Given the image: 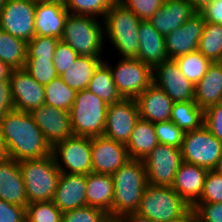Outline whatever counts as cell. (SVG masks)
<instances>
[{
	"instance_id": "obj_23",
	"label": "cell",
	"mask_w": 222,
	"mask_h": 222,
	"mask_svg": "<svg viewBox=\"0 0 222 222\" xmlns=\"http://www.w3.org/2000/svg\"><path fill=\"white\" fill-rule=\"evenodd\" d=\"M207 172V169L183 161L171 187L190 207H193L201 197Z\"/></svg>"
},
{
	"instance_id": "obj_43",
	"label": "cell",
	"mask_w": 222,
	"mask_h": 222,
	"mask_svg": "<svg viewBox=\"0 0 222 222\" xmlns=\"http://www.w3.org/2000/svg\"><path fill=\"white\" fill-rule=\"evenodd\" d=\"M140 20H149L162 7L165 0H118Z\"/></svg>"
},
{
	"instance_id": "obj_35",
	"label": "cell",
	"mask_w": 222,
	"mask_h": 222,
	"mask_svg": "<svg viewBox=\"0 0 222 222\" xmlns=\"http://www.w3.org/2000/svg\"><path fill=\"white\" fill-rule=\"evenodd\" d=\"M175 61L177 62L181 73L194 85L202 79L206 74L207 68L212 63L198 50L177 57Z\"/></svg>"
},
{
	"instance_id": "obj_3",
	"label": "cell",
	"mask_w": 222,
	"mask_h": 222,
	"mask_svg": "<svg viewBox=\"0 0 222 222\" xmlns=\"http://www.w3.org/2000/svg\"><path fill=\"white\" fill-rule=\"evenodd\" d=\"M141 20L118 0L107 11L104 19V36L122 58H137L140 46L138 27Z\"/></svg>"
},
{
	"instance_id": "obj_32",
	"label": "cell",
	"mask_w": 222,
	"mask_h": 222,
	"mask_svg": "<svg viewBox=\"0 0 222 222\" xmlns=\"http://www.w3.org/2000/svg\"><path fill=\"white\" fill-rule=\"evenodd\" d=\"M170 120L184 132H189L203 125L204 111L195 101L174 102Z\"/></svg>"
},
{
	"instance_id": "obj_27",
	"label": "cell",
	"mask_w": 222,
	"mask_h": 222,
	"mask_svg": "<svg viewBox=\"0 0 222 222\" xmlns=\"http://www.w3.org/2000/svg\"><path fill=\"white\" fill-rule=\"evenodd\" d=\"M114 185L112 175L89 173L86 182L87 206L102 209L112 218Z\"/></svg>"
},
{
	"instance_id": "obj_29",
	"label": "cell",
	"mask_w": 222,
	"mask_h": 222,
	"mask_svg": "<svg viewBox=\"0 0 222 222\" xmlns=\"http://www.w3.org/2000/svg\"><path fill=\"white\" fill-rule=\"evenodd\" d=\"M103 61V57L79 56L60 77L76 92L87 89L95 70Z\"/></svg>"
},
{
	"instance_id": "obj_26",
	"label": "cell",
	"mask_w": 222,
	"mask_h": 222,
	"mask_svg": "<svg viewBox=\"0 0 222 222\" xmlns=\"http://www.w3.org/2000/svg\"><path fill=\"white\" fill-rule=\"evenodd\" d=\"M194 101L203 111L222 101L221 62H212L207 68L206 74L195 85Z\"/></svg>"
},
{
	"instance_id": "obj_21",
	"label": "cell",
	"mask_w": 222,
	"mask_h": 222,
	"mask_svg": "<svg viewBox=\"0 0 222 222\" xmlns=\"http://www.w3.org/2000/svg\"><path fill=\"white\" fill-rule=\"evenodd\" d=\"M135 100L140 118L152 123L170 121L174 101L154 83Z\"/></svg>"
},
{
	"instance_id": "obj_54",
	"label": "cell",
	"mask_w": 222,
	"mask_h": 222,
	"mask_svg": "<svg viewBox=\"0 0 222 222\" xmlns=\"http://www.w3.org/2000/svg\"><path fill=\"white\" fill-rule=\"evenodd\" d=\"M197 12H199L206 5L211 4L214 0H189Z\"/></svg>"
},
{
	"instance_id": "obj_44",
	"label": "cell",
	"mask_w": 222,
	"mask_h": 222,
	"mask_svg": "<svg viewBox=\"0 0 222 222\" xmlns=\"http://www.w3.org/2000/svg\"><path fill=\"white\" fill-rule=\"evenodd\" d=\"M78 57L79 55L71 46L60 39L57 43L53 59L57 75H62Z\"/></svg>"
},
{
	"instance_id": "obj_41",
	"label": "cell",
	"mask_w": 222,
	"mask_h": 222,
	"mask_svg": "<svg viewBox=\"0 0 222 222\" xmlns=\"http://www.w3.org/2000/svg\"><path fill=\"white\" fill-rule=\"evenodd\" d=\"M108 218L102 209L85 206L63 212L62 222H105Z\"/></svg>"
},
{
	"instance_id": "obj_6",
	"label": "cell",
	"mask_w": 222,
	"mask_h": 222,
	"mask_svg": "<svg viewBox=\"0 0 222 222\" xmlns=\"http://www.w3.org/2000/svg\"><path fill=\"white\" fill-rule=\"evenodd\" d=\"M108 104L88 89L76 92L70 121L75 136H103Z\"/></svg>"
},
{
	"instance_id": "obj_31",
	"label": "cell",
	"mask_w": 222,
	"mask_h": 222,
	"mask_svg": "<svg viewBox=\"0 0 222 222\" xmlns=\"http://www.w3.org/2000/svg\"><path fill=\"white\" fill-rule=\"evenodd\" d=\"M27 42L0 29V60L11 69L25 68Z\"/></svg>"
},
{
	"instance_id": "obj_5",
	"label": "cell",
	"mask_w": 222,
	"mask_h": 222,
	"mask_svg": "<svg viewBox=\"0 0 222 222\" xmlns=\"http://www.w3.org/2000/svg\"><path fill=\"white\" fill-rule=\"evenodd\" d=\"M28 204L52 201L61 174L51 155L19 162Z\"/></svg>"
},
{
	"instance_id": "obj_37",
	"label": "cell",
	"mask_w": 222,
	"mask_h": 222,
	"mask_svg": "<svg viewBox=\"0 0 222 222\" xmlns=\"http://www.w3.org/2000/svg\"><path fill=\"white\" fill-rule=\"evenodd\" d=\"M62 215L53 201L32 202L26 206V222H62Z\"/></svg>"
},
{
	"instance_id": "obj_7",
	"label": "cell",
	"mask_w": 222,
	"mask_h": 222,
	"mask_svg": "<svg viewBox=\"0 0 222 222\" xmlns=\"http://www.w3.org/2000/svg\"><path fill=\"white\" fill-rule=\"evenodd\" d=\"M189 208L172 187L148 184L136 213L154 222H167L181 217Z\"/></svg>"
},
{
	"instance_id": "obj_53",
	"label": "cell",
	"mask_w": 222,
	"mask_h": 222,
	"mask_svg": "<svg viewBox=\"0 0 222 222\" xmlns=\"http://www.w3.org/2000/svg\"><path fill=\"white\" fill-rule=\"evenodd\" d=\"M8 158H9V154H8L7 146H6L5 139L3 138V135L0 129V161L6 160Z\"/></svg>"
},
{
	"instance_id": "obj_50",
	"label": "cell",
	"mask_w": 222,
	"mask_h": 222,
	"mask_svg": "<svg viewBox=\"0 0 222 222\" xmlns=\"http://www.w3.org/2000/svg\"><path fill=\"white\" fill-rule=\"evenodd\" d=\"M121 222H154L150 218L143 217L138 213H129L119 218Z\"/></svg>"
},
{
	"instance_id": "obj_45",
	"label": "cell",
	"mask_w": 222,
	"mask_h": 222,
	"mask_svg": "<svg viewBox=\"0 0 222 222\" xmlns=\"http://www.w3.org/2000/svg\"><path fill=\"white\" fill-rule=\"evenodd\" d=\"M203 125L222 143V101L204 111Z\"/></svg>"
},
{
	"instance_id": "obj_57",
	"label": "cell",
	"mask_w": 222,
	"mask_h": 222,
	"mask_svg": "<svg viewBox=\"0 0 222 222\" xmlns=\"http://www.w3.org/2000/svg\"><path fill=\"white\" fill-rule=\"evenodd\" d=\"M5 1H6V0H0V12L2 11V8H3L4 5H5Z\"/></svg>"
},
{
	"instance_id": "obj_19",
	"label": "cell",
	"mask_w": 222,
	"mask_h": 222,
	"mask_svg": "<svg viewBox=\"0 0 222 222\" xmlns=\"http://www.w3.org/2000/svg\"><path fill=\"white\" fill-rule=\"evenodd\" d=\"M68 11L64 0H44L36 3L35 36L62 38Z\"/></svg>"
},
{
	"instance_id": "obj_15",
	"label": "cell",
	"mask_w": 222,
	"mask_h": 222,
	"mask_svg": "<svg viewBox=\"0 0 222 222\" xmlns=\"http://www.w3.org/2000/svg\"><path fill=\"white\" fill-rule=\"evenodd\" d=\"M130 157L126 144L105 136L91 137L92 172L113 175Z\"/></svg>"
},
{
	"instance_id": "obj_9",
	"label": "cell",
	"mask_w": 222,
	"mask_h": 222,
	"mask_svg": "<svg viewBox=\"0 0 222 222\" xmlns=\"http://www.w3.org/2000/svg\"><path fill=\"white\" fill-rule=\"evenodd\" d=\"M109 66L118 93L123 99H136L153 83V69L136 58H121L115 68Z\"/></svg>"
},
{
	"instance_id": "obj_40",
	"label": "cell",
	"mask_w": 222,
	"mask_h": 222,
	"mask_svg": "<svg viewBox=\"0 0 222 222\" xmlns=\"http://www.w3.org/2000/svg\"><path fill=\"white\" fill-rule=\"evenodd\" d=\"M197 203H222V174L208 170L201 197Z\"/></svg>"
},
{
	"instance_id": "obj_38",
	"label": "cell",
	"mask_w": 222,
	"mask_h": 222,
	"mask_svg": "<svg viewBox=\"0 0 222 222\" xmlns=\"http://www.w3.org/2000/svg\"><path fill=\"white\" fill-rule=\"evenodd\" d=\"M59 38L52 36H35L27 42V59H54Z\"/></svg>"
},
{
	"instance_id": "obj_49",
	"label": "cell",
	"mask_w": 222,
	"mask_h": 222,
	"mask_svg": "<svg viewBox=\"0 0 222 222\" xmlns=\"http://www.w3.org/2000/svg\"><path fill=\"white\" fill-rule=\"evenodd\" d=\"M199 13L205 22L222 25V0H214L211 4L202 8Z\"/></svg>"
},
{
	"instance_id": "obj_13",
	"label": "cell",
	"mask_w": 222,
	"mask_h": 222,
	"mask_svg": "<svg viewBox=\"0 0 222 222\" xmlns=\"http://www.w3.org/2000/svg\"><path fill=\"white\" fill-rule=\"evenodd\" d=\"M139 118L135 99H122L117 103L108 104L103 136L127 144Z\"/></svg>"
},
{
	"instance_id": "obj_16",
	"label": "cell",
	"mask_w": 222,
	"mask_h": 222,
	"mask_svg": "<svg viewBox=\"0 0 222 222\" xmlns=\"http://www.w3.org/2000/svg\"><path fill=\"white\" fill-rule=\"evenodd\" d=\"M10 83L14 109L31 113L45 104V88L25 68L12 69Z\"/></svg>"
},
{
	"instance_id": "obj_10",
	"label": "cell",
	"mask_w": 222,
	"mask_h": 222,
	"mask_svg": "<svg viewBox=\"0 0 222 222\" xmlns=\"http://www.w3.org/2000/svg\"><path fill=\"white\" fill-rule=\"evenodd\" d=\"M51 154L61 173L92 172L91 137L72 135L52 146Z\"/></svg>"
},
{
	"instance_id": "obj_48",
	"label": "cell",
	"mask_w": 222,
	"mask_h": 222,
	"mask_svg": "<svg viewBox=\"0 0 222 222\" xmlns=\"http://www.w3.org/2000/svg\"><path fill=\"white\" fill-rule=\"evenodd\" d=\"M14 109L10 80L0 81V124L4 116Z\"/></svg>"
},
{
	"instance_id": "obj_42",
	"label": "cell",
	"mask_w": 222,
	"mask_h": 222,
	"mask_svg": "<svg viewBox=\"0 0 222 222\" xmlns=\"http://www.w3.org/2000/svg\"><path fill=\"white\" fill-rule=\"evenodd\" d=\"M154 129L159 144L181 148L185 132L178 128L171 120L154 123Z\"/></svg>"
},
{
	"instance_id": "obj_12",
	"label": "cell",
	"mask_w": 222,
	"mask_h": 222,
	"mask_svg": "<svg viewBox=\"0 0 222 222\" xmlns=\"http://www.w3.org/2000/svg\"><path fill=\"white\" fill-rule=\"evenodd\" d=\"M36 1L6 0L0 12V29L29 42L35 37Z\"/></svg>"
},
{
	"instance_id": "obj_1",
	"label": "cell",
	"mask_w": 222,
	"mask_h": 222,
	"mask_svg": "<svg viewBox=\"0 0 222 222\" xmlns=\"http://www.w3.org/2000/svg\"><path fill=\"white\" fill-rule=\"evenodd\" d=\"M0 129L9 158L20 162L51 155L52 147L45 140L31 113L16 109L9 111L2 119Z\"/></svg>"
},
{
	"instance_id": "obj_34",
	"label": "cell",
	"mask_w": 222,
	"mask_h": 222,
	"mask_svg": "<svg viewBox=\"0 0 222 222\" xmlns=\"http://www.w3.org/2000/svg\"><path fill=\"white\" fill-rule=\"evenodd\" d=\"M45 104L70 111L75 101L76 91L70 88L60 76L44 86Z\"/></svg>"
},
{
	"instance_id": "obj_47",
	"label": "cell",
	"mask_w": 222,
	"mask_h": 222,
	"mask_svg": "<svg viewBox=\"0 0 222 222\" xmlns=\"http://www.w3.org/2000/svg\"><path fill=\"white\" fill-rule=\"evenodd\" d=\"M26 208L0 199V222H26Z\"/></svg>"
},
{
	"instance_id": "obj_55",
	"label": "cell",
	"mask_w": 222,
	"mask_h": 222,
	"mask_svg": "<svg viewBox=\"0 0 222 222\" xmlns=\"http://www.w3.org/2000/svg\"><path fill=\"white\" fill-rule=\"evenodd\" d=\"M215 171H217L218 173L222 174V155L220 156V158L218 159L217 165L214 168Z\"/></svg>"
},
{
	"instance_id": "obj_4",
	"label": "cell",
	"mask_w": 222,
	"mask_h": 222,
	"mask_svg": "<svg viewBox=\"0 0 222 222\" xmlns=\"http://www.w3.org/2000/svg\"><path fill=\"white\" fill-rule=\"evenodd\" d=\"M104 38L103 20L68 13L61 40L69 44L79 56L102 57Z\"/></svg>"
},
{
	"instance_id": "obj_2",
	"label": "cell",
	"mask_w": 222,
	"mask_h": 222,
	"mask_svg": "<svg viewBox=\"0 0 222 222\" xmlns=\"http://www.w3.org/2000/svg\"><path fill=\"white\" fill-rule=\"evenodd\" d=\"M112 178L114 185L112 218L137 212L148 185L143 160H128L112 175Z\"/></svg>"
},
{
	"instance_id": "obj_28",
	"label": "cell",
	"mask_w": 222,
	"mask_h": 222,
	"mask_svg": "<svg viewBox=\"0 0 222 222\" xmlns=\"http://www.w3.org/2000/svg\"><path fill=\"white\" fill-rule=\"evenodd\" d=\"M159 144L154 123L139 118L126 144L130 159L144 160Z\"/></svg>"
},
{
	"instance_id": "obj_46",
	"label": "cell",
	"mask_w": 222,
	"mask_h": 222,
	"mask_svg": "<svg viewBox=\"0 0 222 222\" xmlns=\"http://www.w3.org/2000/svg\"><path fill=\"white\" fill-rule=\"evenodd\" d=\"M192 208L197 222H222V203H196Z\"/></svg>"
},
{
	"instance_id": "obj_39",
	"label": "cell",
	"mask_w": 222,
	"mask_h": 222,
	"mask_svg": "<svg viewBox=\"0 0 222 222\" xmlns=\"http://www.w3.org/2000/svg\"><path fill=\"white\" fill-rule=\"evenodd\" d=\"M25 69L44 86L58 77L53 60L49 59H26Z\"/></svg>"
},
{
	"instance_id": "obj_24",
	"label": "cell",
	"mask_w": 222,
	"mask_h": 222,
	"mask_svg": "<svg viewBox=\"0 0 222 222\" xmlns=\"http://www.w3.org/2000/svg\"><path fill=\"white\" fill-rule=\"evenodd\" d=\"M139 49L136 59L154 69L169 59L165 47V37L147 20H141L138 27Z\"/></svg>"
},
{
	"instance_id": "obj_56",
	"label": "cell",
	"mask_w": 222,
	"mask_h": 222,
	"mask_svg": "<svg viewBox=\"0 0 222 222\" xmlns=\"http://www.w3.org/2000/svg\"><path fill=\"white\" fill-rule=\"evenodd\" d=\"M105 222H121L119 218H111L109 217L108 219H106Z\"/></svg>"
},
{
	"instance_id": "obj_20",
	"label": "cell",
	"mask_w": 222,
	"mask_h": 222,
	"mask_svg": "<svg viewBox=\"0 0 222 222\" xmlns=\"http://www.w3.org/2000/svg\"><path fill=\"white\" fill-rule=\"evenodd\" d=\"M86 182L87 175L61 173L53 203L62 212L87 206Z\"/></svg>"
},
{
	"instance_id": "obj_14",
	"label": "cell",
	"mask_w": 222,
	"mask_h": 222,
	"mask_svg": "<svg viewBox=\"0 0 222 222\" xmlns=\"http://www.w3.org/2000/svg\"><path fill=\"white\" fill-rule=\"evenodd\" d=\"M153 83L174 102L195 99V85L181 73L175 59H167L153 69Z\"/></svg>"
},
{
	"instance_id": "obj_36",
	"label": "cell",
	"mask_w": 222,
	"mask_h": 222,
	"mask_svg": "<svg viewBox=\"0 0 222 222\" xmlns=\"http://www.w3.org/2000/svg\"><path fill=\"white\" fill-rule=\"evenodd\" d=\"M117 0H64L70 14L104 19L107 11Z\"/></svg>"
},
{
	"instance_id": "obj_33",
	"label": "cell",
	"mask_w": 222,
	"mask_h": 222,
	"mask_svg": "<svg viewBox=\"0 0 222 222\" xmlns=\"http://www.w3.org/2000/svg\"><path fill=\"white\" fill-rule=\"evenodd\" d=\"M197 50L211 62H221L222 25L205 22Z\"/></svg>"
},
{
	"instance_id": "obj_8",
	"label": "cell",
	"mask_w": 222,
	"mask_h": 222,
	"mask_svg": "<svg viewBox=\"0 0 222 222\" xmlns=\"http://www.w3.org/2000/svg\"><path fill=\"white\" fill-rule=\"evenodd\" d=\"M182 159L207 170H213L222 155V143L204 126L184 133Z\"/></svg>"
},
{
	"instance_id": "obj_17",
	"label": "cell",
	"mask_w": 222,
	"mask_h": 222,
	"mask_svg": "<svg viewBox=\"0 0 222 222\" xmlns=\"http://www.w3.org/2000/svg\"><path fill=\"white\" fill-rule=\"evenodd\" d=\"M31 115L51 147L74 135L69 111L43 104L34 109Z\"/></svg>"
},
{
	"instance_id": "obj_25",
	"label": "cell",
	"mask_w": 222,
	"mask_h": 222,
	"mask_svg": "<svg viewBox=\"0 0 222 222\" xmlns=\"http://www.w3.org/2000/svg\"><path fill=\"white\" fill-rule=\"evenodd\" d=\"M0 199L25 208L28 205L19 162L11 158L0 161Z\"/></svg>"
},
{
	"instance_id": "obj_52",
	"label": "cell",
	"mask_w": 222,
	"mask_h": 222,
	"mask_svg": "<svg viewBox=\"0 0 222 222\" xmlns=\"http://www.w3.org/2000/svg\"><path fill=\"white\" fill-rule=\"evenodd\" d=\"M11 68L0 60V81L1 80H10Z\"/></svg>"
},
{
	"instance_id": "obj_22",
	"label": "cell",
	"mask_w": 222,
	"mask_h": 222,
	"mask_svg": "<svg viewBox=\"0 0 222 222\" xmlns=\"http://www.w3.org/2000/svg\"><path fill=\"white\" fill-rule=\"evenodd\" d=\"M196 13L189 0H165L162 7L148 21L165 37Z\"/></svg>"
},
{
	"instance_id": "obj_18",
	"label": "cell",
	"mask_w": 222,
	"mask_h": 222,
	"mask_svg": "<svg viewBox=\"0 0 222 222\" xmlns=\"http://www.w3.org/2000/svg\"><path fill=\"white\" fill-rule=\"evenodd\" d=\"M205 19L197 12L182 26L165 36V47L169 59L195 52L202 36Z\"/></svg>"
},
{
	"instance_id": "obj_51",
	"label": "cell",
	"mask_w": 222,
	"mask_h": 222,
	"mask_svg": "<svg viewBox=\"0 0 222 222\" xmlns=\"http://www.w3.org/2000/svg\"><path fill=\"white\" fill-rule=\"evenodd\" d=\"M167 222H197L194 209L190 207L181 217L169 220Z\"/></svg>"
},
{
	"instance_id": "obj_11",
	"label": "cell",
	"mask_w": 222,
	"mask_h": 222,
	"mask_svg": "<svg viewBox=\"0 0 222 222\" xmlns=\"http://www.w3.org/2000/svg\"><path fill=\"white\" fill-rule=\"evenodd\" d=\"M143 162L148 184L171 187L183 159L180 148L158 144Z\"/></svg>"
},
{
	"instance_id": "obj_30",
	"label": "cell",
	"mask_w": 222,
	"mask_h": 222,
	"mask_svg": "<svg viewBox=\"0 0 222 222\" xmlns=\"http://www.w3.org/2000/svg\"><path fill=\"white\" fill-rule=\"evenodd\" d=\"M87 89L106 104L117 103L123 99L117 91L112 72L104 61L95 70Z\"/></svg>"
}]
</instances>
